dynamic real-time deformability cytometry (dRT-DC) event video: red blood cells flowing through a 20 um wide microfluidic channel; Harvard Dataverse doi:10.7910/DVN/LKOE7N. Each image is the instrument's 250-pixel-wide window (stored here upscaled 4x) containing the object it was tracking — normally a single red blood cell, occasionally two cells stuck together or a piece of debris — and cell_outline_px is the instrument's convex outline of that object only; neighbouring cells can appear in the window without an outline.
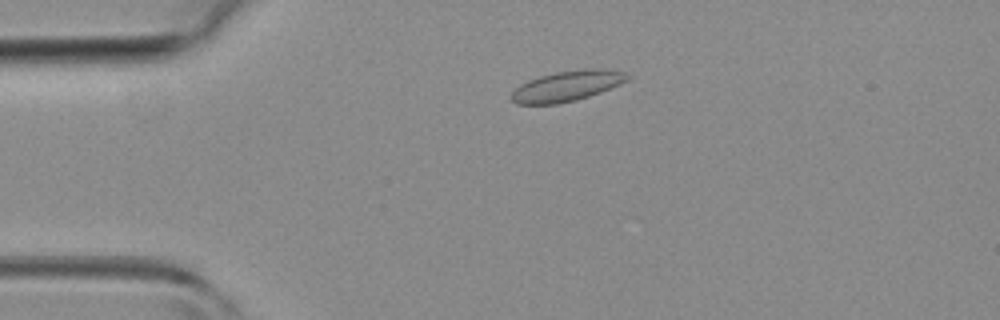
{"species": "common noctule bat (a hibernating species)", "species_latin": "Nyctalus noctula", "temperature_condition": "room temperature", "stored_images_in_passage": 44, "camera_frame_rate_fps": 3000, "um_per_image_px": 0.085, "animal": {"sex": "female", "body_mass_g": 19.3, "forearm_length_mm": 54.1}, "frame": {"image": 1, "passage_image": 9, "time_ms": 2.667, "image_size_px": [1000, 320], "cell_outline_px": [[632, 76], [628, 80], [620, 84], [600, 92], [576, 100], [556, 104], [516, 104], [512, 100], [512, 92], [520, 84], [528, 80], [540, 76], [556, 72], [584, 68], [600, 68], [624, 72]], "centroid_in_image_um": [48.21, 7.3], "position_along_channel_um": 36.8, "area_um2": 20.52}}
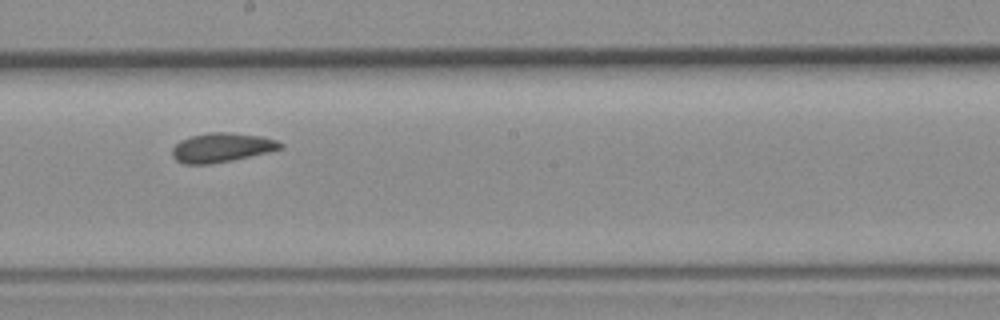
{"frame": {"image": 2, "passage_image": 24, "time_ms": 7.667, "image_size_px": [1000, 320], "cell_outline_px": [[284, 148], [268, 152], [232, 160], [208, 164], [184, 164], [176, 160], [172, 156], [172, 148], [180, 140], [192, 136], [208, 132], [232, 132], [260, 136], [276, 140], [284, 144]], "centroid_in_image_um": [18.85, 12.54], "position_along_channel_um": 229.4, "area_um2": 18.44}}
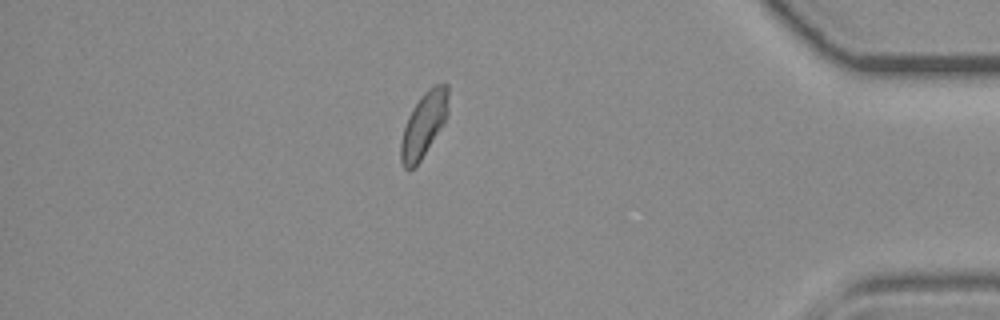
{"frame": {"image": 3, "passage_image": 38, "time_ms": 12.333, "image_size_px": [1000, 320], "cell_outline_px": [[448, 112], [444, 124], [420, 160], [412, 168], [404, 168], [400, 160], [400, 140], [408, 116], [412, 108], [420, 96], [432, 84], [448, 84]], "centroid_in_image_um": [36.02, 10.55], "position_along_channel_um": 399.2, "area_um2": 17.92}}